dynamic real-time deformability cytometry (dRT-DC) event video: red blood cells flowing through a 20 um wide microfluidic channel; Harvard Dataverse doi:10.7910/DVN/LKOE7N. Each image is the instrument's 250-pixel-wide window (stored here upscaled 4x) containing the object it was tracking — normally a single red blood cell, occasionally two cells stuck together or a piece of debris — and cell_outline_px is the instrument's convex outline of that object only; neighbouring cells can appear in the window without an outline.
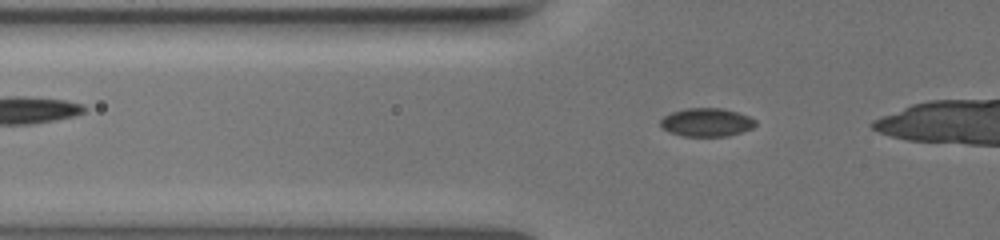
{"species": "common noctule bat (a hibernating species)", "species_latin": "Nyctalus noctula", "temperature_condition": "warm", "stored_images_in_passage": 45, "camera_frame_rate_fps": 3000, "um_per_image_px": 0.085, "animal": {"sex": "female", "body_mass_g": 19.5, "forearm_length_mm": 54.1}, "frame": {"image": 1, "passage_image": 13, "time_ms": 4.0, "image_size_px": [1000, 240], "cell_outline_px": [[756, 124], [752, 128], [728, 136], [684, 136], [668, 132], [660, 128], [660, 120], [664, 116], [672, 112], [688, 108], [720, 108], [736, 112], [748, 116], [756, 120]], "centroid_in_image_um": [60.02, 10.4], "position_along_channel_um": 65.8, "area_um2": 15.66}}
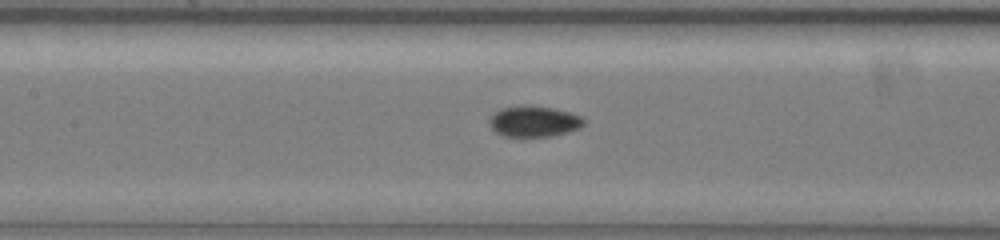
{"frame": {"image": 2, "passage_image": 22, "time_ms": 7.0, "image_size_px": [1000, 240], "cell_outline_px": [[584, 124], [580, 128], [568, 132], [552, 136], [504, 136], [496, 132], [492, 128], [488, 120], [492, 112], [500, 108], [524, 104], [552, 108], [584, 116]], "centroid_in_image_um": [45.37, 10.3], "position_along_channel_um": 162.0, "area_um2": 17.22}}
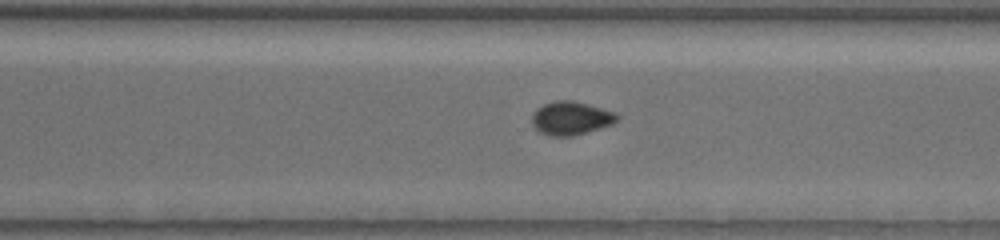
{"frame": {"image": 3, "passage_image": 36, "time_ms": 11.667, "image_size_px": [1000, 240], "cell_outline_px": [[620, 116], [612, 124], [572, 136], [548, 136], [540, 132], [532, 124], [532, 112], [536, 108], [544, 104], [556, 100], [572, 100], [588, 104], [616, 112]], "centroid_in_image_um": [48.51, 10.03], "position_along_channel_um": 322.1, "area_um2": 16.59}}